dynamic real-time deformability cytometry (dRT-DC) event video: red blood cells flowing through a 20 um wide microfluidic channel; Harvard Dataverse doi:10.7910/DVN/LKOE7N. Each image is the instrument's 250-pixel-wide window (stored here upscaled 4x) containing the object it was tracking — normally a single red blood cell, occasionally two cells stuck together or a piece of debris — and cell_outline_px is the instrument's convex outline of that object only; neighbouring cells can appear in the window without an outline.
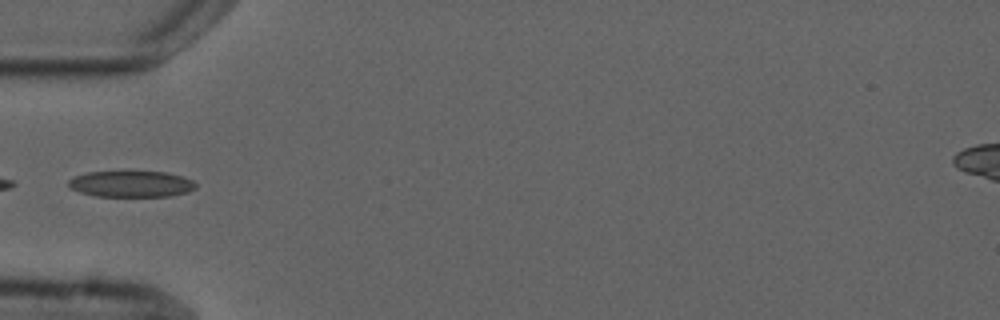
{"species": "common noctule bat (a hibernating species)", "species_latin": "Nyctalus noctula", "temperature_condition": "cold", "stored_images_in_passage": 5, "camera_frame_rate_fps": 3000, "um_per_image_px": 0.085, "animal": {"sex": "male", "forearm_length_mm": 52.5}, "frame": {"image": 1, "passage_image": 5, "time_ms": 4.667, "image_size_px": [1000, 320], "cell_outline_px": [[196, 188], [188, 192], [172, 196], [96, 196], [80, 192], [72, 188], [68, 184], [68, 180], [76, 176], [88, 172], [168, 172], [192, 180], [196, 184]], "centroid_in_image_um": [11.18, 15.64], "position_along_channel_um": 73.8, "area_um2": 19.25}}